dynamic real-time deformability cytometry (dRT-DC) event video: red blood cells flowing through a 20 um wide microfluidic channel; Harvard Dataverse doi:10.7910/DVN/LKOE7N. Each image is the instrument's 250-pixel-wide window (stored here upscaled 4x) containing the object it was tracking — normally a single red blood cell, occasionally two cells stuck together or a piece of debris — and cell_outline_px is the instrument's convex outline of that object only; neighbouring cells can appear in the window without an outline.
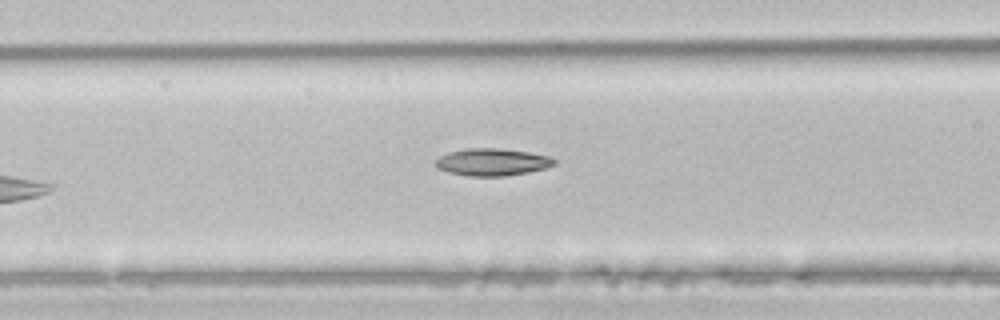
{"species": "common noctule bat (a hibernating species)", "species_latin": "Nyctalus noctula", "temperature_condition": "room temperature", "stored_images_in_passage": 5, "camera_frame_rate_fps": 3000, "um_per_image_px": 0.085, "animal": {"sex": "male", "body_mass_g": 21.5, "forearm_length_mm": 52.0}, "frame": {"image": 1, "passage_image": 5, "time_ms": 1.333, "image_size_px": [1000, 320], "cell_outline_px": [[556, 164], [544, 168], [528, 172], [504, 176], [468, 176], [448, 172], [436, 168], [436, 160], [440, 156], [448, 152], [468, 148], [496, 148], [528, 152], [548, 156], [556, 160]], "centroid_in_image_um": [41.81, 13.78], "position_along_channel_um": 124.8, "area_um2": 18.73}}